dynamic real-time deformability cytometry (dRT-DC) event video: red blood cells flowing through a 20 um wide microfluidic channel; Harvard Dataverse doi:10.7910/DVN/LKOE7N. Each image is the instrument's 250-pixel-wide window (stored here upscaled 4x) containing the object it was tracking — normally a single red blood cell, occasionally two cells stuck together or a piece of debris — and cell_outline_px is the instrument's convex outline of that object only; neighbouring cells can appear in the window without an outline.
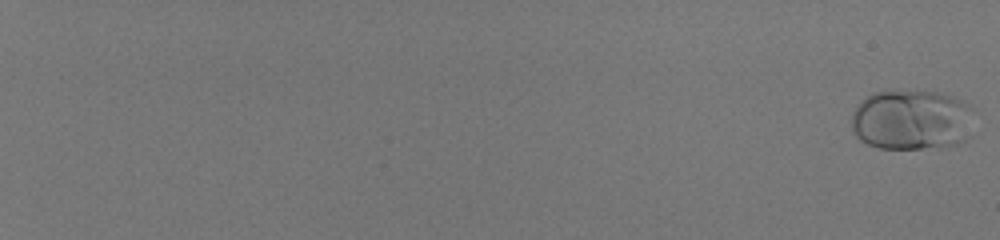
{"species": "human", "species_latin": "Homo sapiens", "temperature_condition": "room temperature", "stored_images_in_passage": 58, "camera_frame_rate_fps": 3000, "um_per_image_px": 0.085, "donor": {"sex": "male"}, "frame": {"image": 1, "passage_image": 1, "time_ms": 0.0, "image_size_px": [1000, 240], "cell_outline_px": [[972, 136], [956, 144], [944, 148], [880, 148], [868, 144], [860, 140], [852, 132], [852, 112], [860, 100], [872, 92], [888, 88], [936, 92], [952, 96], [968, 104], [972, 108]], "centroid_in_image_um": [77.48, 10.16], "position_along_channel_um": 7.5, "area_um2": 44.45}}
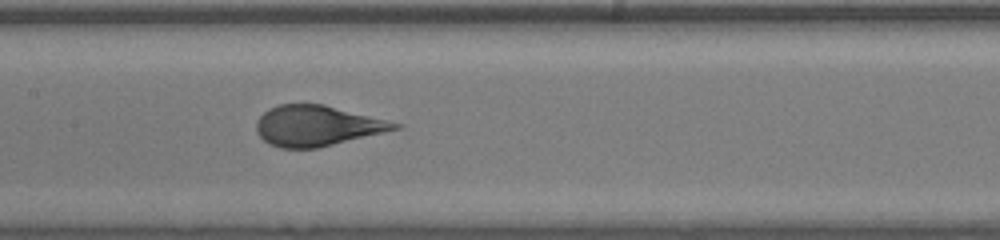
{"frame": {"image": 2, "passage_image": 36, "time_ms": 11.667, "image_size_px": [1000, 240], "cell_outline_px": [[404, 124], [400, 128], [384, 132], [316, 148], [280, 148], [264, 140], [256, 132], [256, 120], [268, 108], [280, 104], [324, 104]], "centroid_in_image_um": [26.94, 10.68], "position_along_channel_um": 180.5, "area_um2": 32.43}}
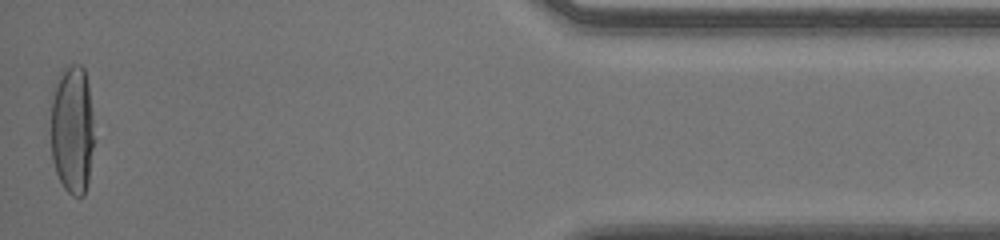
{"frame": {"image": 3, "passage_image": 58, "time_ms": 19.0, "image_size_px": [1000, 240], "cell_outline_px": [[92, 148], [88, 184], [84, 196], [72, 196], [64, 188], [56, 172], [52, 160], [52, 100], [60, 72], [72, 64], [80, 64], [84, 68], [88, 84], [92, 116]], "centroid_in_image_um": [6.15, 11.04], "position_along_channel_um": 429.1, "area_um2": 32.02}}